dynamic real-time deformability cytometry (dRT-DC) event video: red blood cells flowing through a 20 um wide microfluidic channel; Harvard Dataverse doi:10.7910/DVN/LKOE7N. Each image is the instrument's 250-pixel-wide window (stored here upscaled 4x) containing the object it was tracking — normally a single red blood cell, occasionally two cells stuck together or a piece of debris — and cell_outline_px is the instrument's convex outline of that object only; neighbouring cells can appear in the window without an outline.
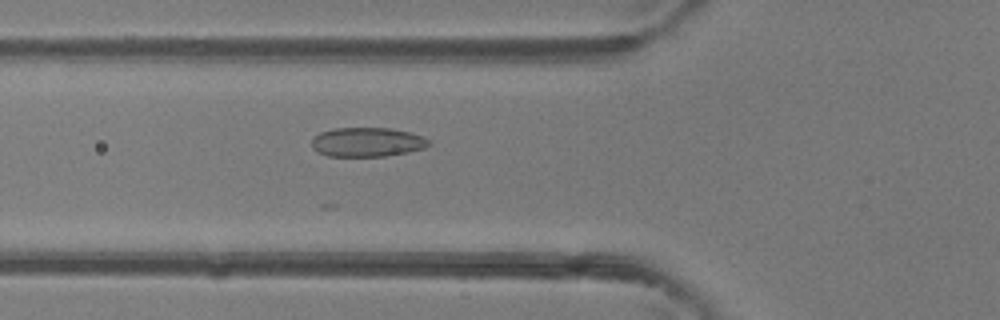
{"species": "common noctule bat (a hibernating species)", "species_latin": "Nyctalus noctula", "temperature_condition": "room temperature", "stored_images_in_passage": 45, "camera_frame_rate_fps": 3000, "um_per_image_px": 0.085, "animal": {"sex": "female"}, "frame": {"image": 1, "passage_image": 15, "time_ms": 4.667, "image_size_px": [1000, 320], "cell_outline_px": [[432, 144], [424, 148], [384, 156], [328, 156], [312, 148], [312, 140], [320, 132], [332, 128], [388, 128], [408, 132], [424, 136], [432, 140]], "centroid_in_image_um": [31.24, 12.07], "position_along_channel_um": 94.6, "area_um2": 19.88}}
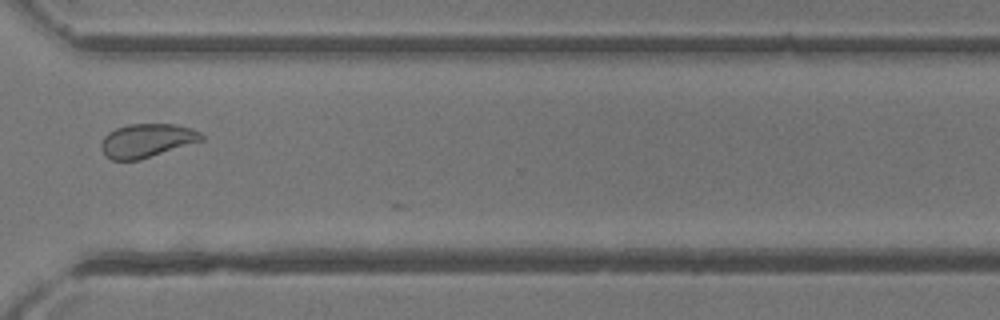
{"frame": {"image": 2, "passage_image": 33, "time_ms": 10.667, "image_size_px": [1000, 320], "cell_outline_px": [[204, 140], [140, 160], [112, 160], [104, 156], [100, 148], [100, 140], [108, 132], [116, 128], [128, 124], [176, 124], [192, 128], [200, 132], [204, 136]], "centroid_in_image_um": [12.45, 11.95], "position_along_channel_um": 358.1, "area_um2": 20.0}}
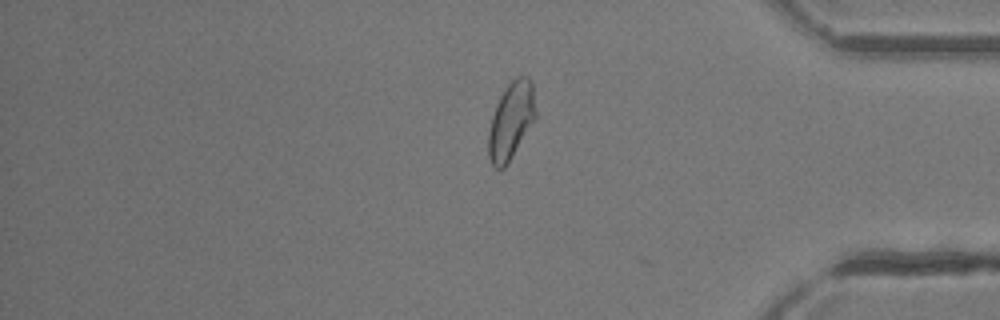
{"frame": {"image": 3, "passage_image": 37, "time_ms": 12.0, "image_size_px": [1000, 320], "cell_outline_px": [[536, 116], [508, 164], [504, 168], [496, 168], [492, 164], [488, 156], [488, 132], [492, 116], [496, 104], [504, 88], [516, 76], [528, 76], [532, 84], [536, 112]], "centroid_in_image_um": [43.42, 10.25], "position_along_channel_um": 391.8, "area_um2": 21.1}}